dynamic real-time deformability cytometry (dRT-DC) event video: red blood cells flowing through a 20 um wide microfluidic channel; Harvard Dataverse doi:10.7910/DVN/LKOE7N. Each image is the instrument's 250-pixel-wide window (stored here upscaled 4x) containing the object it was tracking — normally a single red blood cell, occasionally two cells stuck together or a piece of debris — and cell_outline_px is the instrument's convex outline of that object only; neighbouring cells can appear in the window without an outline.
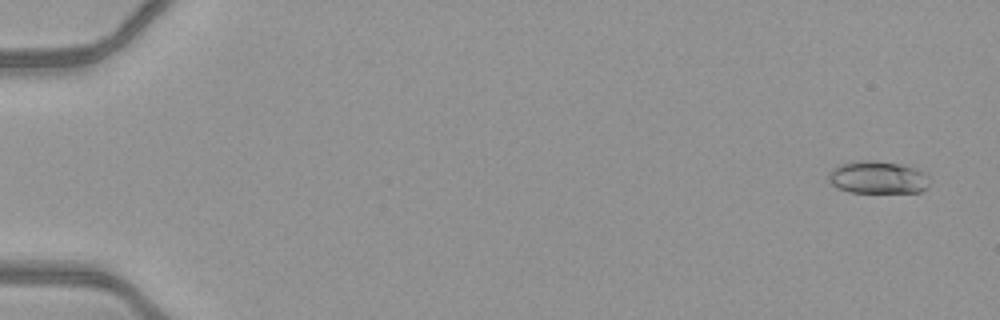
{"species": "common noctule bat (a hibernating species)", "species_latin": "Nyctalus noctula", "temperature_condition": "warm", "stored_images_in_passage": 52, "camera_frame_rate_fps": 3000, "um_per_image_px": 0.085, "animal": {"sex": "female", "body_mass_g": 21.9}, "frame": {"image": 1, "passage_image": 3, "time_ms": 0.667, "image_size_px": [1000, 320], "cell_outline_px": [[928, 184], [920, 192], [848, 192], [836, 188], [828, 180], [828, 172], [832, 168], [840, 164], [852, 160], [872, 160], [900, 164], [916, 168], [924, 172], [928, 176]], "centroid_in_image_um": [74.55, 15.07], "position_along_channel_um": 10.5, "area_um2": 19.36}}
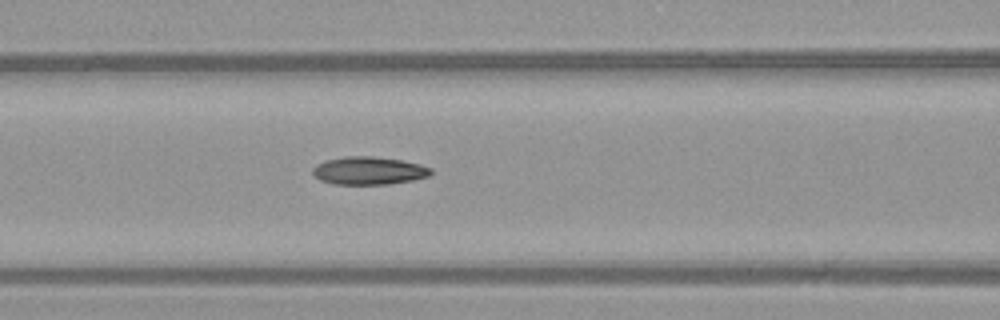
{"frame": {"image": 2, "passage_image": 24, "time_ms": 7.667, "image_size_px": [1000, 320], "cell_outline_px": [[432, 172], [428, 176], [412, 180], [388, 184], [332, 184], [320, 180], [312, 172], [312, 168], [316, 164], [324, 160], [344, 156], [372, 156], [400, 160], [420, 164], [432, 168]], "centroid_in_image_um": [31.32, 14.5], "position_along_channel_um": 135.3, "area_um2": 19.25}}
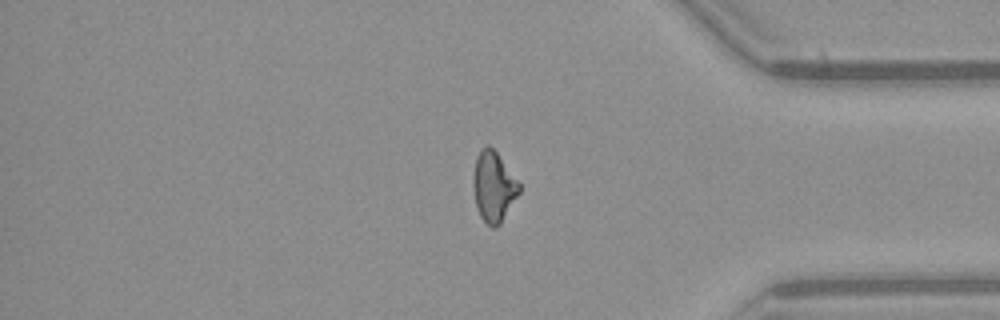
{"frame": {"image": 3, "passage_image": 44, "time_ms": 14.333, "image_size_px": [1000, 320], "cell_outline_px": [[520, 192], [500, 224], [496, 228], [492, 228], [480, 216], [476, 208], [472, 184], [472, 180], [476, 156], [480, 148], [488, 144], [496, 152], [520, 184]], "centroid_in_image_um": [41.92, 15.87], "position_along_channel_um": 393.3, "area_um2": 18.84}, "authors_computed_cell_mechanics": {"area_um2": 18.8139, "velocity_mm_per_s": 4.1336, "shape_relaxation_time_tau1_ms": 10.104, "shape_relaxation_time_tau2_ms": 4.543, "deformation_change_tau1": 0.262, "deformation_change_tau2": 0.1304}}